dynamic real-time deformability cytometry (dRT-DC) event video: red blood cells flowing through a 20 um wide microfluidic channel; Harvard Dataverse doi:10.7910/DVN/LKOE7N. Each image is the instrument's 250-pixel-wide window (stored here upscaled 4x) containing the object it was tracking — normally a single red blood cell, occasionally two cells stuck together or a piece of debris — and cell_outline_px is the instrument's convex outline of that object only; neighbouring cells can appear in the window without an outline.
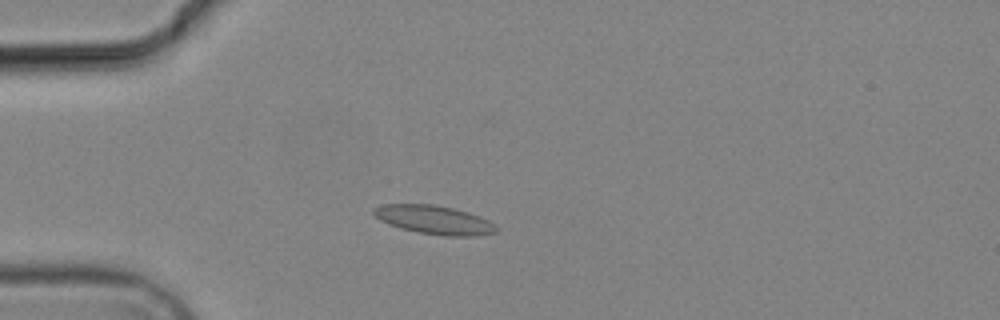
{"species": "common noctule bat (a hibernating species)", "species_latin": "Nyctalus noctula", "temperature_condition": "cold", "stored_images_in_passage": 3, "camera_frame_rate_fps": 3000, "um_per_image_px": 0.085, "animal": {"sex": "male", "body_mass_g": 19.2, "forearm_length_mm": 51.8}, "frame": {"image": 1, "passage_image": 3, "time_ms": 2.333, "image_size_px": [1000, 320], "cell_outline_px": [[496, 232], [476, 236], [444, 236], [416, 232], [400, 228], [388, 224], [380, 220], [372, 212], [372, 208], [380, 204], [432, 204], [452, 208], [468, 212], [480, 216], [488, 220], [496, 228]], "centroid_in_image_um": [36.85, 18.68], "position_along_channel_um": 48.1, "area_um2": 20.52}}